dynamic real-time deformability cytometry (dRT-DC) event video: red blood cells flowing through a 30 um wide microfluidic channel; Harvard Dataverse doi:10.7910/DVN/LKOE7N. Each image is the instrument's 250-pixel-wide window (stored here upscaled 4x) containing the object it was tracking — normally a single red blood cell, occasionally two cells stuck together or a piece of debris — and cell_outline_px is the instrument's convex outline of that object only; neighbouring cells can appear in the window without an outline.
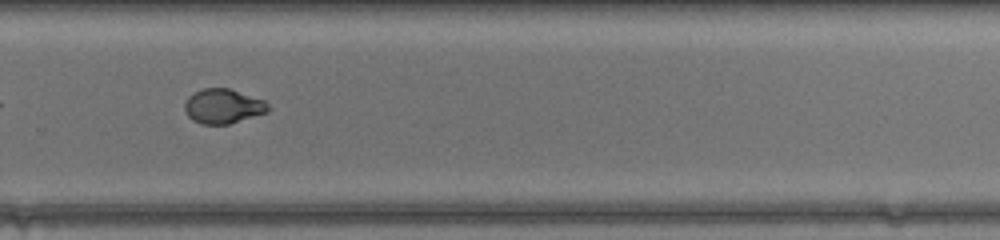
{"species": "common noctule bat (a hibernating species)", "species_latin": "Nyctalus noctula", "temperature_condition": "warm", "stored_images_in_passage": 33, "camera_frame_rate_fps": 3000, "um_per_image_px": 0.085, "animal": {"sex": "female", "body_mass_g": 17.0, "forearm_length_mm": 48.0}, "frame": {"image": 1, "passage_image": 19, "time_ms": 6.0, "image_size_px": [1000, 240], "cell_outline_px": [[272, 108], [268, 112], [228, 124], [204, 124], [192, 120], [188, 116], [184, 108], [184, 104], [188, 96], [204, 88], [228, 88], [264, 100]], "centroid_in_image_um": [18.97, 9.03], "position_along_channel_um": 310.8, "area_um2": 16.76}, "authors_computed_cell_mechanics": {"area_um2": 17.5134, "velocity_mm_per_s": 4.4116, "shape_relaxation_time_tau1_ms": 7.721, "shape_relaxation_time_tau2_ms": 0.6869, "deformation_change_tau1": 0.2456, "deformation_change_tau2": 0.0363}}